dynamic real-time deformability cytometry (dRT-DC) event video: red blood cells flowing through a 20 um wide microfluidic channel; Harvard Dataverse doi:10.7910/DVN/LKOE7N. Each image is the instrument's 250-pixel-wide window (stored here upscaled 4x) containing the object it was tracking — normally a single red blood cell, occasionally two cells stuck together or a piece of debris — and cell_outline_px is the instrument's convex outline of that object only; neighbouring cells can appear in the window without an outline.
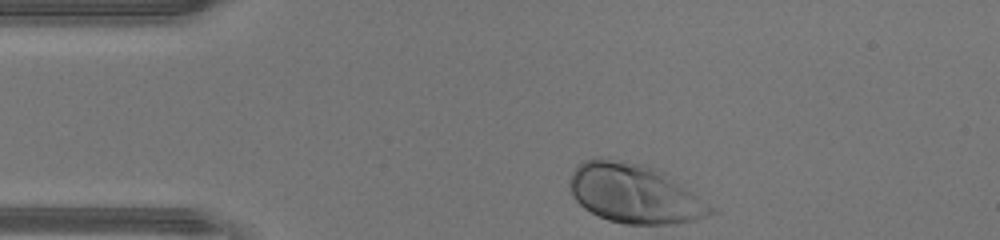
{"species": "human", "species_latin": "Homo sapiens", "temperature_condition": "warm", "stored_images_in_passage": 28, "camera_frame_rate_fps": 3000, "um_per_image_px": 0.085, "donor": {"sex": "male"}, "frame": {"image": 1, "passage_image": 1, "time_ms": 0.0, "image_size_px": [1000, 240], "cell_outline_px": [[716, 212], [708, 216], [676, 224], [624, 224], [608, 220], [584, 208], [572, 196], [568, 184], [568, 180], [572, 172], [584, 160], [600, 156], [624, 160], [640, 164], [664, 172], [716, 208]], "centroid_in_image_um": [53.91, 16.45], "position_along_channel_um": 31.1, "area_um2": 48.78}}
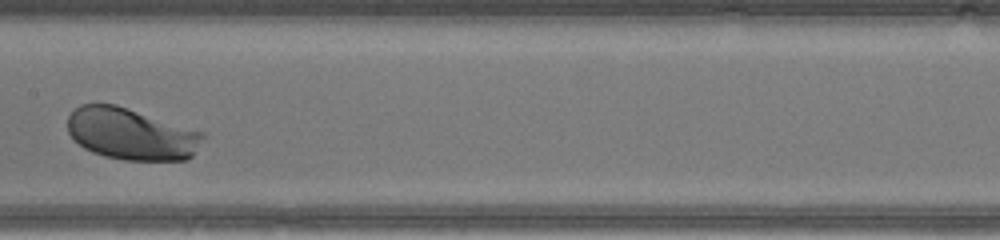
{"frame": {"image": 2, "passage_image": 15, "time_ms": 4.667, "image_size_px": [1000, 240], "cell_outline_px": [[204, 136], [192, 156], [184, 160], [124, 160], [104, 156], [92, 152], [84, 148], [68, 132], [68, 116], [80, 104], [116, 104], [204, 132]], "centroid_in_image_um": [11.15, 11.38], "position_along_channel_um": 196.3, "area_um2": 40.58}}
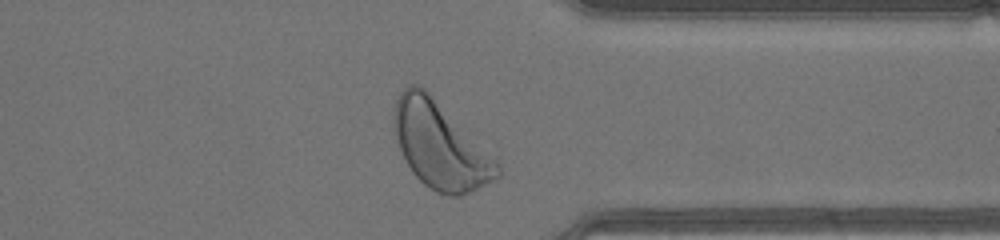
{"frame": {"image": 3, "passage_image": 27, "time_ms": 8.667, "image_size_px": [1000, 240], "cell_outline_px": [[500, 176], [460, 196], [448, 196], [436, 192], [424, 184], [412, 172], [400, 148], [392, 124], [392, 116], [396, 100], [400, 92], [408, 84], [420, 84], [496, 156], [500, 164]], "centroid_in_image_um": [37.43, 12.33], "position_along_channel_um": 374.0, "area_um2": 52.25}}